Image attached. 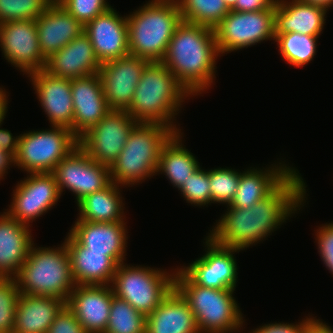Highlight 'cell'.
<instances>
[{"label":"cell","instance_id":"obj_1","mask_svg":"<svg viewBox=\"0 0 333 333\" xmlns=\"http://www.w3.org/2000/svg\"><path fill=\"white\" fill-rule=\"evenodd\" d=\"M298 173L294 169L266 198L249 209L227 205L228 211L208 236L215 243L236 250H245L267 238L304 206L306 185Z\"/></svg>","mask_w":333,"mask_h":333},{"label":"cell","instance_id":"obj_2","mask_svg":"<svg viewBox=\"0 0 333 333\" xmlns=\"http://www.w3.org/2000/svg\"><path fill=\"white\" fill-rule=\"evenodd\" d=\"M219 55L212 28L182 20L161 62L194 96L211 86Z\"/></svg>","mask_w":333,"mask_h":333},{"label":"cell","instance_id":"obj_3","mask_svg":"<svg viewBox=\"0 0 333 333\" xmlns=\"http://www.w3.org/2000/svg\"><path fill=\"white\" fill-rule=\"evenodd\" d=\"M190 95L193 96L162 62L152 61L142 72L127 112L138 123H158L180 132L173 119Z\"/></svg>","mask_w":333,"mask_h":333},{"label":"cell","instance_id":"obj_4","mask_svg":"<svg viewBox=\"0 0 333 333\" xmlns=\"http://www.w3.org/2000/svg\"><path fill=\"white\" fill-rule=\"evenodd\" d=\"M131 55L161 62L174 30L182 21L176 0H152L126 16Z\"/></svg>","mask_w":333,"mask_h":333},{"label":"cell","instance_id":"obj_5","mask_svg":"<svg viewBox=\"0 0 333 333\" xmlns=\"http://www.w3.org/2000/svg\"><path fill=\"white\" fill-rule=\"evenodd\" d=\"M34 246L15 277L20 294L50 296L67 302L76 284L65 242L56 248Z\"/></svg>","mask_w":333,"mask_h":333},{"label":"cell","instance_id":"obj_6","mask_svg":"<svg viewBox=\"0 0 333 333\" xmlns=\"http://www.w3.org/2000/svg\"><path fill=\"white\" fill-rule=\"evenodd\" d=\"M174 133L162 124L138 123L109 167L110 181L130 187L157 174L161 149Z\"/></svg>","mask_w":333,"mask_h":333},{"label":"cell","instance_id":"obj_7","mask_svg":"<svg viewBox=\"0 0 333 333\" xmlns=\"http://www.w3.org/2000/svg\"><path fill=\"white\" fill-rule=\"evenodd\" d=\"M174 288L188 302L200 333H232L243 327V316L233 292L235 289H214L195 284L176 268Z\"/></svg>","mask_w":333,"mask_h":333},{"label":"cell","instance_id":"obj_8","mask_svg":"<svg viewBox=\"0 0 333 333\" xmlns=\"http://www.w3.org/2000/svg\"><path fill=\"white\" fill-rule=\"evenodd\" d=\"M174 275L165 270L120 263L112 281L116 297L127 301L146 317L174 288Z\"/></svg>","mask_w":333,"mask_h":333},{"label":"cell","instance_id":"obj_9","mask_svg":"<svg viewBox=\"0 0 333 333\" xmlns=\"http://www.w3.org/2000/svg\"><path fill=\"white\" fill-rule=\"evenodd\" d=\"M15 166L27 173H52L78 145V137L64 126L19 135Z\"/></svg>","mask_w":333,"mask_h":333},{"label":"cell","instance_id":"obj_10","mask_svg":"<svg viewBox=\"0 0 333 333\" xmlns=\"http://www.w3.org/2000/svg\"><path fill=\"white\" fill-rule=\"evenodd\" d=\"M213 30L220 54L248 48L264 40H275L274 9L230 10Z\"/></svg>","mask_w":333,"mask_h":333},{"label":"cell","instance_id":"obj_11","mask_svg":"<svg viewBox=\"0 0 333 333\" xmlns=\"http://www.w3.org/2000/svg\"><path fill=\"white\" fill-rule=\"evenodd\" d=\"M138 122L127 111L110 110L78 138L79 147L96 162L110 167Z\"/></svg>","mask_w":333,"mask_h":333},{"label":"cell","instance_id":"obj_12","mask_svg":"<svg viewBox=\"0 0 333 333\" xmlns=\"http://www.w3.org/2000/svg\"><path fill=\"white\" fill-rule=\"evenodd\" d=\"M52 174L60 194L69 189L75 194L76 203L111 182L109 167L93 160L79 146L56 165Z\"/></svg>","mask_w":333,"mask_h":333},{"label":"cell","instance_id":"obj_13","mask_svg":"<svg viewBox=\"0 0 333 333\" xmlns=\"http://www.w3.org/2000/svg\"><path fill=\"white\" fill-rule=\"evenodd\" d=\"M0 47L4 58L24 74L45 67L46 58L40 51L35 20L0 23Z\"/></svg>","mask_w":333,"mask_h":333},{"label":"cell","instance_id":"obj_14","mask_svg":"<svg viewBox=\"0 0 333 333\" xmlns=\"http://www.w3.org/2000/svg\"><path fill=\"white\" fill-rule=\"evenodd\" d=\"M61 194L52 173H29L13 192L9 216L28 226L55 206Z\"/></svg>","mask_w":333,"mask_h":333},{"label":"cell","instance_id":"obj_15","mask_svg":"<svg viewBox=\"0 0 333 333\" xmlns=\"http://www.w3.org/2000/svg\"><path fill=\"white\" fill-rule=\"evenodd\" d=\"M207 251L200 258L180 269L198 286L214 289H235L238 272L235 252L240 250L205 239Z\"/></svg>","mask_w":333,"mask_h":333},{"label":"cell","instance_id":"obj_16","mask_svg":"<svg viewBox=\"0 0 333 333\" xmlns=\"http://www.w3.org/2000/svg\"><path fill=\"white\" fill-rule=\"evenodd\" d=\"M149 62V60L129 54L101 65L98 74L104 96L111 110H129L136 86Z\"/></svg>","mask_w":333,"mask_h":333},{"label":"cell","instance_id":"obj_17","mask_svg":"<svg viewBox=\"0 0 333 333\" xmlns=\"http://www.w3.org/2000/svg\"><path fill=\"white\" fill-rule=\"evenodd\" d=\"M101 65L129 55L128 22L110 7L84 26Z\"/></svg>","mask_w":333,"mask_h":333},{"label":"cell","instance_id":"obj_18","mask_svg":"<svg viewBox=\"0 0 333 333\" xmlns=\"http://www.w3.org/2000/svg\"><path fill=\"white\" fill-rule=\"evenodd\" d=\"M113 296L110 285H76L66 304L87 333H105Z\"/></svg>","mask_w":333,"mask_h":333},{"label":"cell","instance_id":"obj_19","mask_svg":"<svg viewBox=\"0 0 333 333\" xmlns=\"http://www.w3.org/2000/svg\"><path fill=\"white\" fill-rule=\"evenodd\" d=\"M74 119L71 131L79 138L111 110L99 74L71 80Z\"/></svg>","mask_w":333,"mask_h":333},{"label":"cell","instance_id":"obj_20","mask_svg":"<svg viewBox=\"0 0 333 333\" xmlns=\"http://www.w3.org/2000/svg\"><path fill=\"white\" fill-rule=\"evenodd\" d=\"M100 68L91 41L83 33L50 55L43 70L52 76L73 80L97 74Z\"/></svg>","mask_w":333,"mask_h":333},{"label":"cell","instance_id":"obj_21","mask_svg":"<svg viewBox=\"0 0 333 333\" xmlns=\"http://www.w3.org/2000/svg\"><path fill=\"white\" fill-rule=\"evenodd\" d=\"M28 76L51 126L70 129L74 119L71 80L52 76L44 70L32 72Z\"/></svg>","mask_w":333,"mask_h":333},{"label":"cell","instance_id":"obj_22","mask_svg":"<svg viewBox=\"0 0 333 333\" xmlns=\"http://www.w3.org/2000/svg\"><path fill=\"white\" fill-rule=\"evenodd\" d=\"M40 51L47 59L84 33V25L53 0L36 20Z\"/></svg>","mask_w":333,"mask_h":333},{"label":"cell","instance_id":"obj_23","mask_svg":"<svg viewBox=\"0 0 333 333\" xmlns=\"http://www.w3.org/2000/svg\"><path fill=\"white\" fill-rule=\"evenodd\" d=\"M126 222H87L77 220L70 234L89 251L106 252L118 265L125 260Z\"/></svg>","mask_w":333,"mask_h":333},{"label":"cell","instance_id":"obj_24","mask_svg":"<svg viewBox=\"0 0 333 333\" xmlns=\"http://www.w3.org/2000/svg\"><path fill=\"white\" fill-rule=\"evenodd\" d=\"M64 242L76 285H111L118 264L106 252L89 251L70 233Z\"/></svg>","mask_w":333,"mask_h":333},{"label":"cell","instance_id":"obj_25","mask_svg":"<svg viewBox=\"0 0 333 333\" xmlns=\"http://www.w3.org/2000/svg\"><path fill=\"white\" fill-rule=\"evenodd\" d=\"M34 244L29 226L0 215V278H15Z\"/></svg>","mask_w":333,"mask_h":333},{"label":"cell","instance_id":"obj_26","mask_svg":"<svg viewBox=\"0 0 333 333\" xmlns=\"http://www.w3.org/2000/svg\"><path fill=\"white\" fill-rule=\"evenodd\" d=\"M145 333H200L188 302L173 288L146 317Z\"/></svg>","mask_w":333,"mask_h":333},{"label":"cell","instance_id":"obj_27","mask_svg":"<svg viewBox=\"0 0 333 333\" xmlns=\"http://www.w3.org/2000/svg\"><path fill=\"white\" fill-rule=\"evenodd\" d=\"M327 11L298 0H276L274 9L275 34L295 32L319 36L323 30Z\"/></svg>","mask_w":333,"mask_h":333},{"label":"cell","instance_id":"obj_28","mask_svg":"<svg viewBox=\"0 0 333 333\" xmlns=\"http://www.w3.org/2000/svg\"><path fill=\"white\" fill-rule=\"evenodd\" d=\"M66 301L39 295L20 294L13 333H47Z\"/></svg>","mask_w":333,"mask_h":333},{"label":"cell","instance_id":"obj_29","mask_svg":"<svg viewBox=\"0 0 333 333\" xmlns=\"http://www.w3.org/2000/svg\"><path fill=\"white\" fill-rule=\"evenodd\" d=\"M279 164L265 170L253 168L240 172L239 187L230 206L249 209L266 198L294 170Z\"/></svg>","mask_w":333,"mask_h":333},{"label":"cell","instance_id":"obj_30","mask_svg":"<svg viewBox=\"0 0 333 333\" xmlns=\"http://www.w3.org/2000/svg\"><path fill=\"white\" fill-rule=\"evenodd\" d=\"M119 185L110 182L102 190L88 194L77 205L79 217L87 222H124V207Z\"/></svg>","mask_w":333,"mask_h":333},{"label":"cell","instance_id":"obj_31","mask_svg":"<svg viewBox=\"0 0 333 333\" xmlns=\"http://www.w3.org/2000/svg\"><path fill=\"white\" fill-rule=\"evenodd\" d=\"M181 135V132L174 133L163 145L156 171L164 173L176 188L200 167L195 156L183 147Z\"/></svg>","mask_w":333,"mask_h":333},{"label":"cell","instance_id":"obj_32","mask_svg":"<svg viewBox=\"0 0 333 333\" xmlns=\"http://www.w3.org/2000/svg\"><path fill=\"white\" fill-rule=\"evenodd\" d=\"M183 21L214 28L230 9L224 0H176Z\"/></svg>","mask_w":333,"mask_h":333},{"label":"cell","instance_id":"obj_33","mask_svg":"<svg viewBox=\"0 0 333 333\" xmlns=\"http://www.w3.org/2000/svg\"><path fill=\"white\" fill-rule=\"evenodd\" d=\"M301 33L275 34V42L285 61L295 67H304L315 56L317 38Z\"/></svg>","mask_w":333,"mask_h":333},{"label":"cell","instance_id":"obj_34","mask_svg":"<svg viewBox=\"0 0 333 333\" xmlns=\"http://www.w3.org/2000/svg\"><path fill=\"white\" fill-rule=\"evenodd\" d=\"M145 328L146 316L114 295L105 333H145Z\"/></svg>","mask_w":333,"mask_h":333},{"label":"cell","instance_id":"obj_35","mask_svg":"<svg viewBox=\"0 0 333 333\" xmlns=\"http://www.w3.org/2000/svg\"><path fill=\"white\" fill-rule=\"evenodd\" d=\"M240 173L232 168L209 170L212 203L230 205L239 187Z\"/></svg>","mask_w":333,"mask_h":333},{"label":"cell","instance_id":"obj_36","mask_svg":"<svg viewBox=\"0 0 333 333\" xmlns=\"http://www.w3.org/2000/svg\"><path fill=\"white\" fill-rule=\"evenodd\" d=\"M53 0H0V23L36 20Z\"/></svg>","mask_w":333,"mask_h":333},{"label":"cell","instance_id":"obj_37","mask_svg":"<svg viewBox=\"0 0 333 333\" xmlns=\"http://www.w3.org/2000/svg\"><path fill=\"white\" fill-rule=\"evenodd\" d=\"M19 296L15 278H0V333H13Z\"/></svg>","mask_w":333,"mask_h":333},{"label":"cell","instance_id":"obj_38","mask_svg":"<svg viewBox=\"0 0 333 333\" xmlns=\"http://www.w3.org/2000/svg\"><path fill=\"white\" fill-rule=\"evenodd\" d=\"M188 203L195 206L211 204L209 171L199 167L179 188Z\"/></svg>","mask_w":333,"mask_h":333},{"label":"cell","instance_id":"obj_39","mask_svg":"<svg viewBox=\"0 0 333 333\" xmlns=\"http://www.w3.org/2000/svg\"><path fill=\"white\" fill-rule=\"evenodd\" d=\"M84 26L110 7L106 0H56Z\"/></svg>","mask_w":333,"mask_h":333},{"label":"cell","instance_id":"obj_40","mask_svg":"<svg viewBox=\"0 0 333 333\" xmlns=\"http://www.w3.org/2000/svg\"><path fill=\"white\" fill-rule=\"evenodd\" d=\"M47 333H87L67 304L57 314Z\"/></svg>","mask_w":333,"mask_h":333},{"label":"cell","instance_id":"obj_41","mask_svg":"<svg viewBox=\"0 0 333 333\" xmlns=\"http://www.w3.org/2000/svg\"><path fill=\"white\" fill-rule=\"evenodd\" d=\"M318 229L316 232L318 252L326 268L333 274V223L325 224Z\"/></svg>","mask_w":333,"mask_h":333},{"label":"cell","instance_id":"obj_42","mask_svg":"<svg viewBox=\"0 0 333 333\" xmlns=\"http://www.w3.org/2000/svg\"><path fill=\"white\" fill-rule=\"evenodd\" d=\"M312 318L309 316L304 318L302 322H298V324L293 323H270V324H264L263 326H259V328H256L253 330V332L250 333H305L307 323Z\"/></svg>","mask_w":333,"mask_h":333},{"label":"cell","instance_id":"obj_43","mask_svg":"<svg viewBox=\"0 0 333 333\" xmlns=\"http://www.w3.org/2000/svg\"><path fill=\"white\" fill-rule=\"evenodd\" d=\"M276 0H237L231 9L238 12H254L265 9H275Z\"/></svg>","mask_w":333,"mask_h":333},{"label":"cell","instance_id":"obj_44","mask_svg":"<svg viewBox=\"0 0 333 333\" xmlns=\"http://www.w3.org/2000/svg\"><path fill=\"white\" fill-rule=\"evenodd\" d=\"M3 120L0 122V126ZM20 136L13 137V134L6 130L0 129V150L11 154L14 158L18 151Z\"/></svg>","mask_w":333,"mask_h":333},{"label":"cell","instance_id":"obj_45","mask_svg":"<svg viewBox=\"0 0 333 333\" xmlns=\"http://www.w3.org/2000/svg\"><path fill=\"white\" fill-rule=\"evenodd\" d=\"M305 333H333V329L320 319H312L307 323Z\"/></svg>","mask_w":333,"mask_h":333},{"label":"cell","instance_id":"obj_46","mask_svg":"<svg viewBox=\"0 0 333 333\" xmlns=\"http://www.w3.org/2000/svg\"><path fill=\"white\" fill-rule=\"evenodd\" d=\"M13 163H15V158L11 154L0 150V180L4 179V174Z\"/></svg>","mask_w":333,"mask_h":333},{"label":"cell","instance_id":"obj_47","mask_svg":"<svg viewBox=\"0 0 333 333\" xmlns=\"http://www.w3.org/2000/svg\"><path fill=\"white\" fill-rule=\"evenodd\" d=\"M7 95L5 89L0 88V122L4 120L7 113L8 105Z\"/></svg>","mask_w":333,"mask_h":333},{"label":"cell","instance_id":"obj_48","mask_svg":"<svg viewBox=\"0 0 333 333\" xmlns=\"http://www.w3.org/2000/svg\"><path fill=\"white\" fill-rule=\"evenodd\" d=\"M298 1L321 7L326 11L328 10L329 7L333 6V0H298Z\"/></svg>","mask_w":333,"mask_h":333},{"label":"cell","instance_id":"obj_49","mask_svg":"<svg viewBox=\"0 0 333 333\" xmlns=\"http://www.w3.org/2000/svg\"><path fill=\"white\" fill-rule=\"evenodd\" d=\"M226 6L231 10L237 3V0H224Z\"/></svg>","mask_w":333,"mask_h":333}]
</instances>
